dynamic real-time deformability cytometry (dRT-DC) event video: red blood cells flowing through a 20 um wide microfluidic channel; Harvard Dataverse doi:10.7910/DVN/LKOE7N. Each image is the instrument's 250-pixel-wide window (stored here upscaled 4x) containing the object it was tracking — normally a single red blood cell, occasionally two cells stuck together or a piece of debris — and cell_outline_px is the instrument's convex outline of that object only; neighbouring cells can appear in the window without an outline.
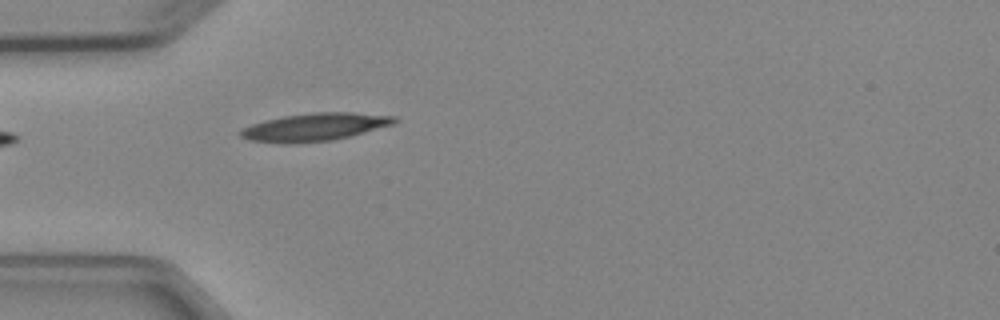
{"species": "Egyptian fruit bat (a non-hibernating species)", "species_latin": "Rousettus aegyptiacus", "temperature_condition": "cold", "stored_images_in_passage": 4, "camera_frame_rate_fps": 3000, "um_per_image_px": 0.085, "animal": {"sex": "female"}, "frame": {"image": 1, "passage_image": 4, "time_ms": 4.333, "image_size_px": [1000, 320], "cell_outline_px": [[400, 120], [392, 124], [364, 132], [332, 140], [288, 144], [284, 144], [252, 140], [240, 136], [240, 128], [264, 120], [284, 116], [312, 112], [352, 112], [396, 116]], "centroid_in_image_um": [26.74, 10.79], "position_along_channel_um": 58.3, "area_um2": 24.85}}